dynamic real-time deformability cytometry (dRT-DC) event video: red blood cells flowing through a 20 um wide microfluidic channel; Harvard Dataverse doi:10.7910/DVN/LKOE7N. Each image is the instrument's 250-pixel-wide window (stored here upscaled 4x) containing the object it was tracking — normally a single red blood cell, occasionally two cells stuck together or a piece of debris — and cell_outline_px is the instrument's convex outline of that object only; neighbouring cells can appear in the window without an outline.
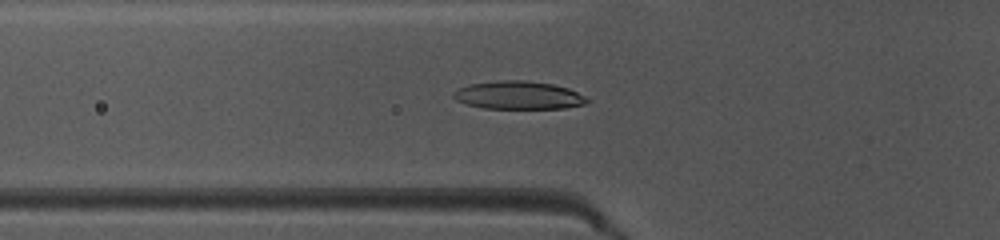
{"species": "common noctule bat (a hibernating species)", "species_latin": "Nyctalus noctula", "temperature_condition": "warm", "stored_images_in_passage": 50, "camera_frame_rate_fps": 3000, "um_per_image_px": 0.085, "animal": {"sex": "female", "body_mass_g": 10.0, "forearm_length_mm": 53.1}, "frame": {"image": 1, "passage_image": 18, "time_ms": 5.667, "image_size_px": [1000, 240], "cell_outline_px": [[588, 100], [584, 104], [564, 108], [484, 108], [468, 104], [456, 100], [452, 96], [452, 92], [468, 84], [496, 80], [524, 80], [552, 84], [568, 88], [584, 96]], "centroid_in_image_um": [44.03, 8.08], "position_along_channel_um": 81.8, "area_um2": 21.68}}
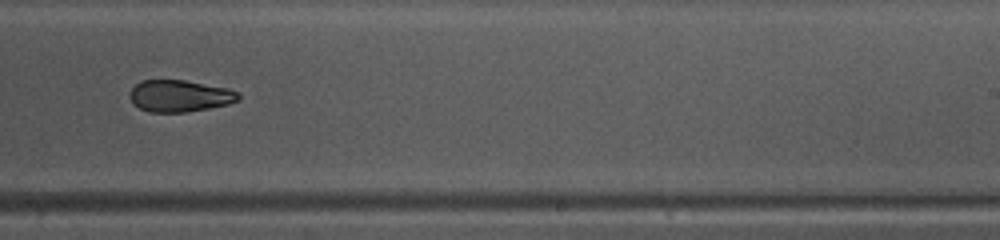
{"frame": {"image": 2, "passage_image": 32, "time_ms": 10.333, "image_size_px": [1000, 240], "cell_outline_px": [[240, 100], [228, 104], [208, 108], [184, 112], [148, 112], [132, 104], [128, 96], [132, 88], [140, 80], [184, 80], [228, 88], [240, 92]], "centroid_in_image_um": [15.26, 8.15], "position_along_channel_um": 273.7, "area_um2": 20.29}}
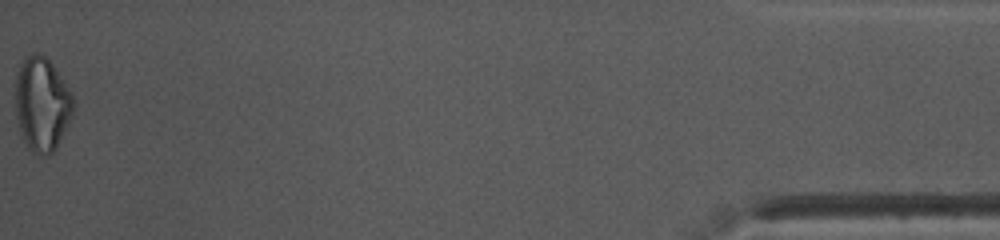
{"frame": {"image": 3, "passage_image": 50, "time_ms": 16.333, "image_size_px": [1000, 240], "cell_outline_px": [[72, 116], [56, 148], [48, 156], [40, 156], [32, 152], [28, 148], [20, 132], [16, 116], [16, 72], [20, 64], [32, 52], [40, 52], [52, 64], [68, 88], [72, 96]], "centroid_in_image_um": [3.54, 8.87], "position_along_channel_um": 431.7, "area_um2": 31.5}, "authors_computed_cell_mechanics": {"area_um2": 21.6172, "velocity_mm_per_s": 4.0973, "shape_relaxation_time_tau1_ms": 7.5345, "shape_relaxation_time_tau2_ms": 6.4501, "deformation_change_tau1": 0.1885, "deformation_change_tau2": 0.1141}}